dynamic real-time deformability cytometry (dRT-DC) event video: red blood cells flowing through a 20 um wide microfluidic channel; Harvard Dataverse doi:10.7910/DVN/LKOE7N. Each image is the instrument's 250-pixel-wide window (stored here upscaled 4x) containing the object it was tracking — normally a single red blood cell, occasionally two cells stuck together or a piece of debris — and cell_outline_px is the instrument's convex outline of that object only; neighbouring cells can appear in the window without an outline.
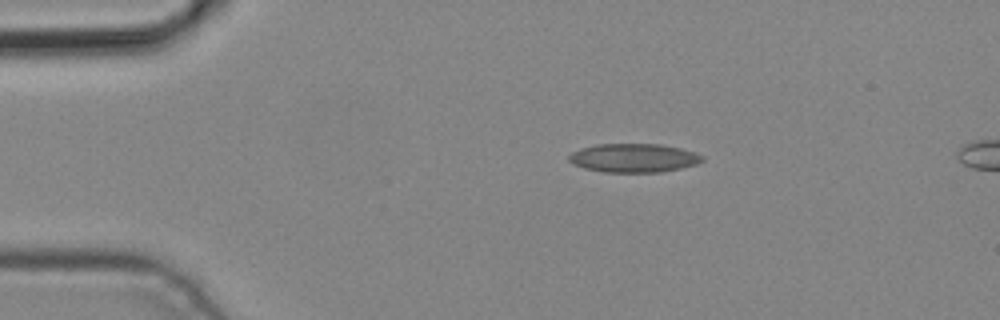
{"species": "common noctule bat (a hibernating species)", "species_latin": "Nyctalus noctula", "temperature_condition": "cold", "stored_images_in_passage": 2, "camera_frame_rate_fps": 3000, "um_per_image_px": 0.085, "animal": {"sex": "male", "body_mass_g": 19.2, "forearm_length_mm": 51.8}, "frame": {"image": 1, "passage_image": 1, "time_ms": 0.0, "image_size_px": [1000, 320], "cell_outline_px": [[704, 160], [696, 164], [680, 168], [660, 172], [604, 172], [584, 168], [572, 164], [568, 160], [568, 156], [572, 152], [580, 148], [596, 144], [660, 144], [680, 148], [704, 156]], "centroid_in_image_um": [53.83, 13.42], "position_along_channel_um": 31.2, "area_um2": 22.31}}